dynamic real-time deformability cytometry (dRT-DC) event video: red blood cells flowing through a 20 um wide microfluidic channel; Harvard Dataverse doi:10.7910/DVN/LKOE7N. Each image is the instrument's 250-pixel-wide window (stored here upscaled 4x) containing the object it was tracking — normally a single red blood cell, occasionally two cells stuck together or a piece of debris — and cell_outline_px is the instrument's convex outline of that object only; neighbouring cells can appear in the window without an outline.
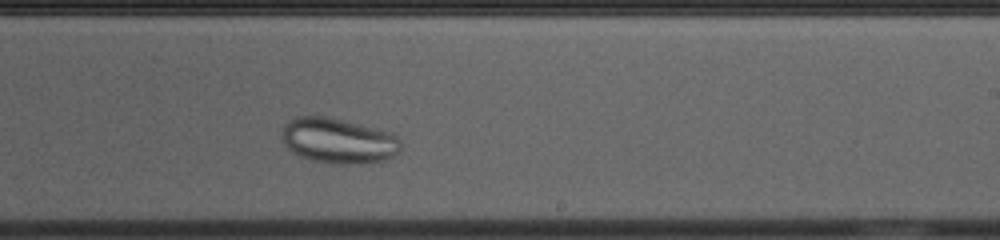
{"species": "common noctule bat (a hibernating species)", "species_latin": "Nyctalus noctula", "temperature_condition": "cold", "stored_images_in_passage": 29, "camera_frame_rate_fps": 3000, "um_per_image_px": 0.085, "animal": {"sex": "female", "body_mass_g": 23.0, "forearm_length_mm": 53.4}, "frame": {"image": 1, "passage_image": 17, "time_ms": 5.333, "image_size_px": [1000, 240], "cell_outline_px": [[400, 148], [392, 156], [384, 160], [364, 164], [332, 164], [312, 160], [300, 156], [292, 152], [284, 144], [284, 124], [296, 116], [328, 116], [392, 132], [400, 140]], "centroid_in_image_um": [28.77, 11.96], "position_along_channel_um": 260.2, "area_um2": 31.39}}